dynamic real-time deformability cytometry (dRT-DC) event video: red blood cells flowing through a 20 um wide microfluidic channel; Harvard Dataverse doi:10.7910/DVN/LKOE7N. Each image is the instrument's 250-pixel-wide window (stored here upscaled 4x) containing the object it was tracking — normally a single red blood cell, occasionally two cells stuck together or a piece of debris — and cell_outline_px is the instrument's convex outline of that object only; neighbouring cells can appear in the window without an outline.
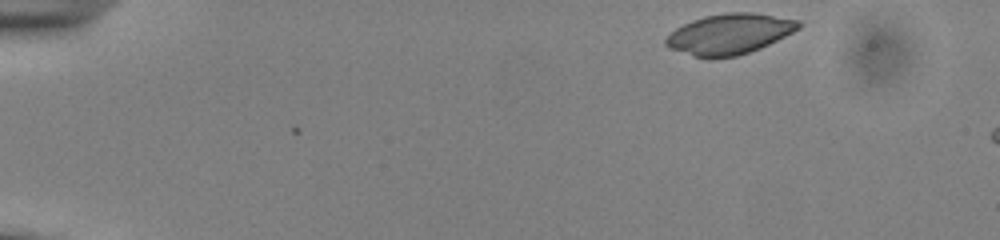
{"species": "common noctule bat (a hibernating species)", "species_latin": "Nyctalus noctula", "temperature_condition": "cold", "stored_images_in_passage": 3, "camera_frame_rate_fps": 3000, "um_per_image_px": 0.085, "animal": {"sex": "male", "body_mass_g": 13.0, "forearm_length_mm": 53.1}, "frame": {"image": 1, "passage_image": 3, "time_ms": 0.667, "image_size_px": [1000, 240], "cell_outline_px": [[804, 24], [800, 28], [760, 48], [736, 56], [692, 56], [668, 48], [664, 44], [664, 40], [676, 28], [692, 20], [704, 16], [724, 12], [752, 12], [800, 20]], "centroid_in_image_um": [62.01, 2.86], "position_along_channel_um": 23.0, "area_um2": 30.98}}